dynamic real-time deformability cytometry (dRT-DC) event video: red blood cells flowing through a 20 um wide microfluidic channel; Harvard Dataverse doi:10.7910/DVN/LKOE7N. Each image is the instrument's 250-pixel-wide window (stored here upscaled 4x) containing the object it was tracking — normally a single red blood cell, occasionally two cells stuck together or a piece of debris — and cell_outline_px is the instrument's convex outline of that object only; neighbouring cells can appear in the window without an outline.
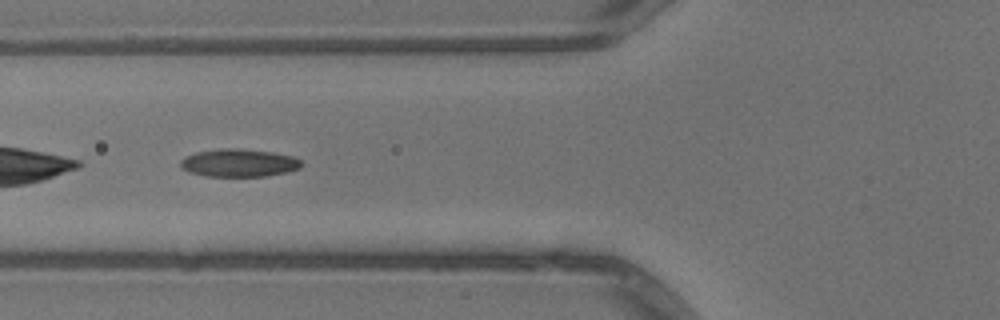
{"species": "common noctule bat (a hibernating species)", "species_latin": "Nyctalus noctula", "temperature_condition": "warm", "stored_images_in_passage": 53, "camera_frame_rate_fps": 3000, "um_per_image_px": 0.085, "animal": {"sex": "male", "body_mass_g": 13.3}, "frame": {"image": 1, "passage_image": 21, "time_ms": 6.667, "image_size_px": [1000, 320], "cell_outline_px": [[304, 164], [300, 168], [288, 172], [264, 176], [204, 176], [188, 172], [180, 168], [180, 160], [184, 156], [196, 152], [220, 148], [240, 148], [272, 152], [292, 156], [300, 160]], "centroid_in_image_um": [20.28, 13.84], "position_along_channel_um": 105.5, "area_um2": 19.88}}
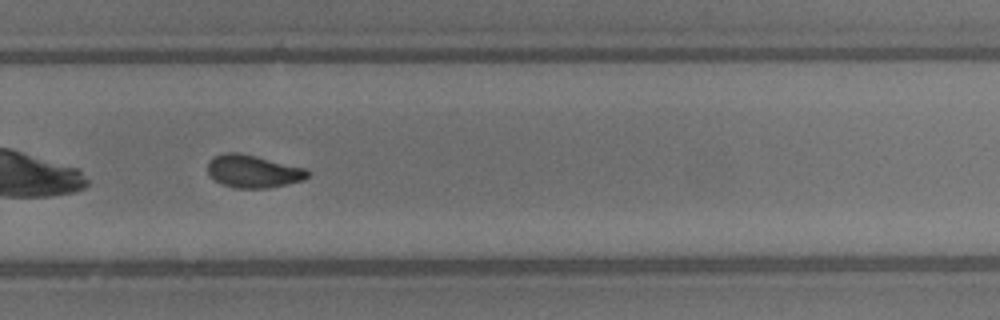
{"frame": {"image": 2, "passage_image": 36, "time_ms": 11.667, "image_size_px": [1000, 320], "cell_outline_px": [[312, 172], [304, 180], [268, 188], [236, 188], [220, 184], [208, 176], [208, 160], [212, 156], [224, 152], [240, 152], [308, 168]], "centroid_in_image_um": [21.51, 14.55], "position_along_channel_um": 308.3, "area_um2": 19.59}}
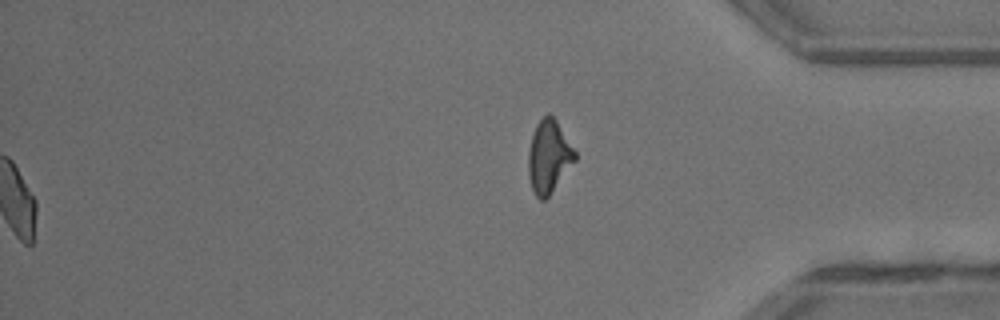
{"frame": {"image": 3, "passage_image": 53, "time_ms": 17.333, "image_size_px": [1000, 320], "cell_outline_px": [[576, 160], [548, 196], [544, 200], [540, 200], [536, 196], [532, 188], [528, 176], [528, 152], [532, 132], [536, 124], [548, 112], [556, 120], [576, 152]], "centroid_in_image_um": [46.63, 13.3], "position_along_channel_um": 388.6, "area_um2": 19.65}, "authors_computed_cell_mechanics": {"area_um2": 19.5942, "velocity_mm_per_s": 4.0575, "shape_relaxation_time_tau1_ms": 5.863, "shape_relaxation_time_tau2_ms": 2.752, "deformation_change_tau1": 0.1477, "deformation_change_tau2": 0.0848}}